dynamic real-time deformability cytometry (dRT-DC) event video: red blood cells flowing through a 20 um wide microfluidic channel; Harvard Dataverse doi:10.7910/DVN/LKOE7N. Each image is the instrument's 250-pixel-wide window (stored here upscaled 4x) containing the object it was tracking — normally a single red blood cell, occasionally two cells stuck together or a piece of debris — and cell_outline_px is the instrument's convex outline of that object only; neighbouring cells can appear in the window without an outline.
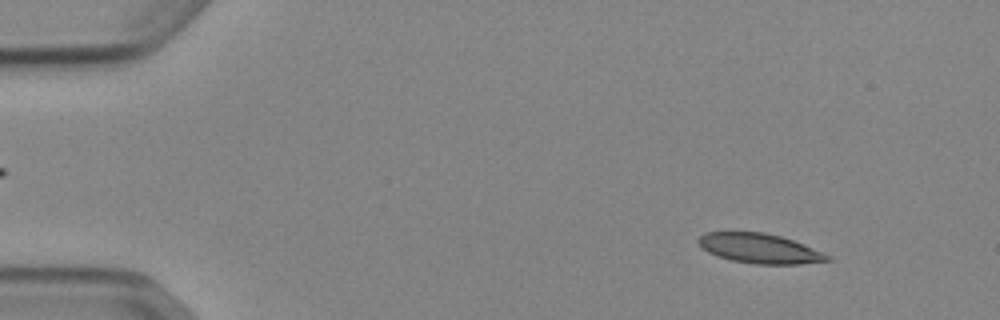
{"species": "Egyptian fruit bat (a non-hibernating species)", "species_latin": "Rousettus aegyptiacus", "temperature_condition": "cold", "stored_images_in_passage": 52, "camera_frame_rate_fps": 3000, "um_per_image_px": 0.085, "animal": {"sex": "female"}, "frame": {"image": 1, "passage_image": 6, "time_ms": 1.667, "image_size_px": [1000, 320], "cell_outline_px": [[832, 260], [800, 264], [756, 264], [732, 260], [716, 256], [700, 248], [696, 240], [704, 232], [764, 232], [780, 236], [804, 244], [832, 256]], "centroid_in_image_um": [64.55, 21.11], "position_along_channel_um": 20.5, "area_um2": 22.48}}
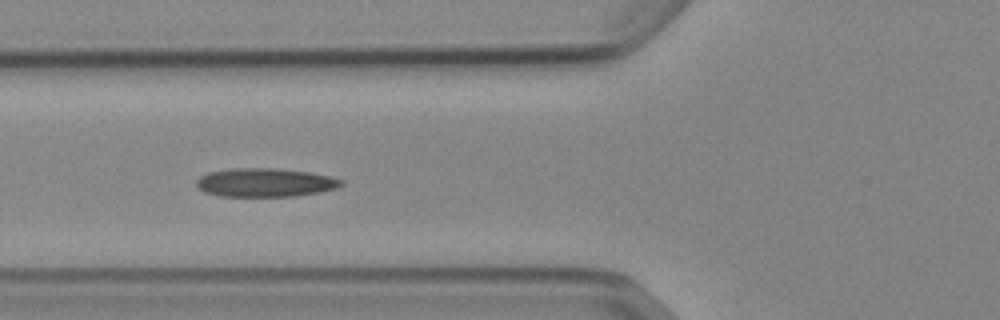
{"frame": {"image": 2, "passage_image": 20, "time_ms": 6.333, "image_size_px": [1000, 320], "cell_outline_px": [[344, 184], [336, 188], [320, 192], [296, 196], [220, 196], [204, 192], [196, 184], [196, 180], [200, 176], [208, 172], [232, 168], [276, 168], [308, 172], [328, 176], [344, 180]], "centroid_in_image_um": [22.53, 15.51], "position_along_channel_um": 103.3, "area_um2": 24.16}}
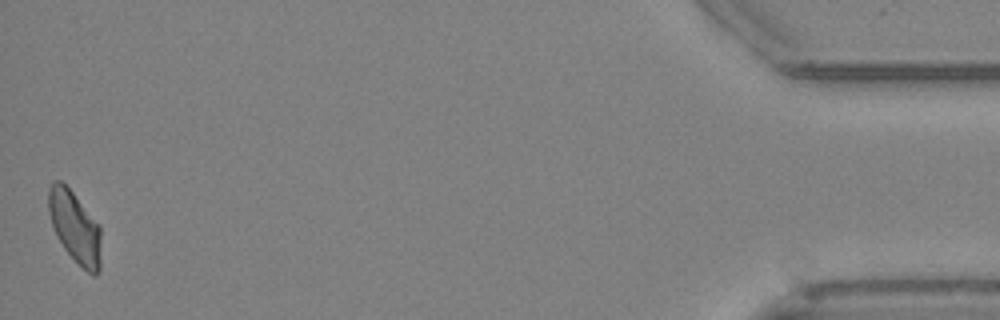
{"frame": {"image": 3, "passage_image": 52, "time_ms": 17.0, "image_size_px": [1000, 320], "cell_outline_px": [[100, 268], [96, 276], [92, 276], [64, 248], [56, 236], [48, 212], [48, 188], [56, 180], [60, 180], [72, 192], [100, 224]], "centroid_in_image_um": [6.37, 19.29], "position_along_channel_um": 428.8, "area_um2": 21.73}, "authors_computed_cell_mechanics": {"area_um2": 22.8888, "velocity_mm_per_s": 3.8681, "shape_relaxation_time_tau1_ms": null, "shape_relaxation_time_tau2_ms": 5.9782, "deformation_change_tau1": null, "deformation_change_tau2": 0.1297}}